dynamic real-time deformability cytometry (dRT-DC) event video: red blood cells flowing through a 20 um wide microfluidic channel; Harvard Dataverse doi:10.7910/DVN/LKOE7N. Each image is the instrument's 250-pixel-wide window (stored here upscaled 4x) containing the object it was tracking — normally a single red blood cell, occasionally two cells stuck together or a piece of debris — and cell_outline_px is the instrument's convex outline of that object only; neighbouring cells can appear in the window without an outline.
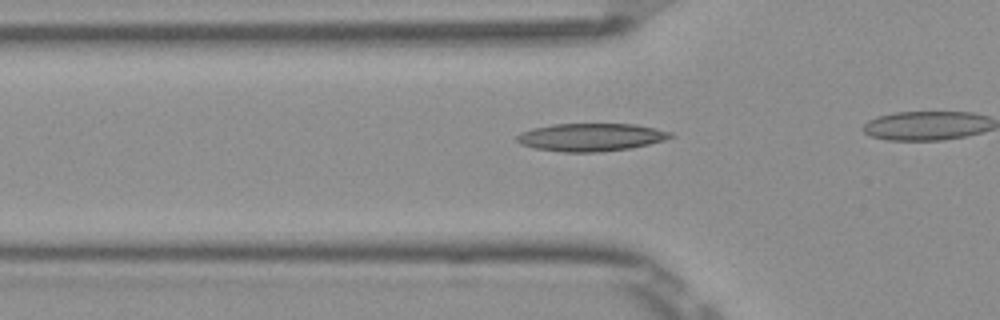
{"species": "Egyptian fruit bat (a non-hibernating species)", "species_latin": "Rousettus aegyptiacus", "temperature_condition": "room temperature", "stored_images_in_passage": 19, "camera_frame_rate_fps": 3000, "um_per_image_px": 0.085, "frame": {"image": 1, "passage_image": 14, "time_ms": 4.333, "image_size_px": [1000, 320], "cell_outline_px": [[676, 136], [664, 140], [632, 148], [600, 152], [564, 152], [536, 148], [520, 144], [516, 140], [516, 136], [520, 132], [532, 128], [552, 124], [636, 124], [656, 128], [672, 132]], "centroid_in_image_um": [50.25, 11.66], "position_along_channel_um": 75.6, "area_um2": 25.09}}